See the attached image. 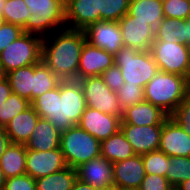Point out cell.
<instances>
[{
	"label": "cell",
	"mask_w": 190,
	"mask_h": 190,
	"mask_svg": "<svg viewBox=\"0 0 190 190\" xmlns=\"http://www.w3.org/2000/svg\"><path fill=\"white\" fill-rule=\"evenodd\" d=\"M31 106L40 118L62 132L79 124L86 102L78 80H61L56 88L35 98Z\"/></svg>",
	"instance_id": "6da1fadb"
},
{
	"label": "cell",
	"mask_w": 190,
	"mask_h": 190,
	"mask_svg": "<svg viewBox=\"0 0 190 190\" xmlns=\"http://www.w3.org/2000/svg\"><path fill=\"white\" fill-rule=\"evenodd\" d=\"M51 35L53 37H43L41 60L60 80H77L81 51L86 42L84 31L66 27Z\"/></svg>",
	"instance_id": "7a4b0ae2"
},
{
	"label": "cell",
	"mask_w": 190,
	"mask_h": 190,
	"mask_svg": "<svg viewBox=\"0 0 190 190\" xmlns=\"http://www.w3.org/2000/svg\"><path fill=\"white\" fill-rule=\"evenodd\" d=\"M189 87L186 77L158 70L145 85L144 98L169 116L184 100Z\"/></svg>",
	"instance_id": "3957f363"
},
{
	"label": "cell",
	"mask_w": 190,
	"mask_h": 190,
	"mask_svg": "<svg viewBox=\"0 0 190 190\" xmlns=\"http://www.w3.org/2000/svg\"><path fill=\"white\" fill-rule=\"evenodd\" d=\"M31 15L26 22V33L46 37L53 30L66 28L65 2L62 0H23Z\"/></svg>",
	"instance_id": "277c9868"
},
{
	"label": "cell",
	"mask_w": 190,
	"mask_h": 190,
	"mask_svg": "<svg viewBox=\"0 0 190 190\" xmlns=\"http://www.w3.org/2000/svg\"><path fill=\"white\" fill-rule=\"evenodd\" d=\"M114 64L120 68L125 83L142 87L159 70L150 51H138L125 46L114 55Z\"/></svg>",
	"instance_id": "5b68a950"
},
{
	"label": "cell",
	"mask_w": 190,
	"mask_h": 190,
	"mask_svg": "<svg viewBox=\"0 0 190 190\" xmlns=\"http://www.w3.org/2000/svg\"><path fill=\"white\" fill-rule=\"evenodd\" d=\"M60 149L67 166L74 169L101 156V142L78 125L61 132Z\"/></svg>",
	"instance_id": "8992f818"
},
{
	"label": "cell",
	"mask_w": 190,
	"mask_h": 190,
	"mask_svg": "<svg viewBox=\"0 0 190 190\" xmlns=\"http://www.w3.org/2000/svg\"><path fill=\"white\" fill-rule=\"evenodd\" d=\"M43 37L26 33L6 46L0 53V68L3 75L41 61Z\"/></svg>",
	"instance_id": "52a82bcc"
},
{
	"label": "cell",
	"mask_w": 190,
	"mask_h": 190,
	"mask_svg": "<svg viewBox=\"0 0 190 190\" xmlns=\"http://www.w3.org/2000/svg\"><path fill=\"white\" fill-rule=\"evenodd\" d=\"M150 52L160 71L179 74L190 81V52L187 45L154 41Z\"/></svg>",
	"instance_id": "ba28073f"
},
{
	"label": "cell",
	"mask_w": 190,
	"mask_h": 190,
	"mask_svg": "<svg viewBox=\"0 0 190 190\" xmlns=\"http://www.w3.org/2000/svg\"><path fill=\"white\" fill-rule=\"evenodd\" d=\"M78 81L83 90L86 107L122 117L123 109L119 103L117 92L112 91L100 75L85 77Z\"/></svg>",
	"instance_id": "9c48e42d"
},
{
	"label": "cell",
	"mask_w": 190,
	"mask_h": 190,
	"mask_svg": "<svg viewBox=\"0 0 190 190\" xmlns=\"http://www.w3.org/2000/svg\"><path fill=\"white\" fill-rule=\"evenodd\" d=\"M83 31L89 44L113 55L124 46L119 23L116 21L93 22Z\"/></svg>",
	"instance_id": "30bf717a"
},
{
	"label": "cell",
	"mask_w": 190,
	"mask_h": 190,
	"mask_svg": "<svg viewBox=\"0 0 190 190\" xmlns=\"http://www.w3.org/2000/svg\"><path fill=\"white\" fill-rule=\"evenodd\" d=\"M124 46L138 51H150L155 40V29L146 22L134 19L128 13L119 21Z\"/></svg>",
	"instance_id": "8fae6325"
},
{
	"label": "cell",
	"mask_w": 190,
	"mask_h": 190,
	"mask_svg": "<svg viewBox=\"0 0 190 190\" xmlns=\"http://www.w3.org/2000/svg\"><path fill=\"white\" fill-rule=\"evenodd\" d=\"M67 166L60 147L49 151L27 150L26 174L35 180L59 172Z\"/></svg>",
	"instance_id": "7c38bea8"
},
{
	"label": "cell",
	"mask_w": 190,
	"mask_h": 190,
	"mask_svg": "<svg viewBox=\"0 0 190 190\" xmlns=\"http://www.w3.org/2000/svg\"><path fill=\"white\" fill-rule=\"evenodd\" d=\"M121 118L97 109L86 107L78 126L102 142L114 135L119 129Z\"/></svg>",
	"instance_id": "4fadbf2b"
},
{
	"label": "cell",
	"mask_w": 190,
	"mask_h": 190,
	"mask_svg": "<svg viewBox=\"0 0 190 190\" xmlns=\"http://www.w3.org/2000/svg\"><path fill=\"white\" fill-rule=\"evenodd\" d=\"M120 129L131 144L136 155L159 150L163 125L136 126L120 124Z\"/></svg>",
	"instance_id": "5bb4252c"
},
{
	"label": "cell",
	"mask_w": 190,
	"mask_h": 190,
	"mask_svg": "<svg viewBox=\"0 0 190 190\" xmlns=\"http://www.w3.org/2000/svg\"><path fill=\"white\" fill-rule=\"evenodd\" d=\"M100 21L99 0H67L65 23L70 29L84 30L93 22Z\"/></svg>",
	"instance_id": "9a60e30c"
},
{
	"label": "cell",
	"mask_w": 190,
	"mask_h": 190,
	"mask_svg": "<svg viewBox=\"0 0 190 190\" xmlns=\"http://www.w3.org/2000/svg\"><path fill=\"white\" fill-rule=\"evenodd\" d=\"M113 64V54L86 41L81 51L77 80L90 76H99Z\"/></svg>",
	"instance_id": "2e32d148"
},
{
	"label": "cell",
	"mask_w": 190,
	"mask_h": 190,
	"mask_svg": "<svg viewBox=\"0 0 190 190\" xmlns=\"http://www.w3.org/2000/svg\"><path fill=\"white\" fill-rule=\"evenodd\" d=\"M159 150L169 157H190V135L169 117L163 123Z\"/></svg>",
	"instance_id": "e0dca14e"
},
{
	"label": "cell",
	"mask_w": 190,
	"mask_h": 190,
	"mask_svg": "<svg viewBox=\"0 0 190 190\" xmlns=\"http://www.w3.org/2000/svg\"><path fill=\"white\" fill-rule=\"evenodd\" d=\"M145 175L141 155L113 163V183L123 190H138Z\"/></svg>",
	"instance_id": "ac0fdd59"
},
{
	"label": "cell",
	"mask_w": 190,
	"mask_h": 190,
	"mask_svg": "<svg viewBox=\"0 0 190 190\" xmlns=\"http://www.w3.org/2000/svg\"><path fill=\"white\" fill-rule=\"evenodd\" d=\"M77 178L96 189L113 183V163L99 156L76 168Z\"/></svg>",
	"instance_id": "d6986e66"
},
{
	"label": "cell",
	"mask_w": 190,
	"mask_h": 190,
	"mask_svg": "<svg viewBox=\"0 0 190 190\" xmlns=\"http://www.w3.org/2000/svg\"><path fill=\"white\" fill-rule=\"evenodd\" d=\"M168 117L158 106L144 100L123 110L121 124L136 126L163 125Z\"/></svg>",
	"instance_id": "ffe728a7"
},
{
	"label": "cell",
	"mask_w": 190,
	"mask_h": 190,
	"mask_svg": "<svg viewBox=\"0 0 190 190\" xmlns=\"http://www.w3.org/2000/svg\"><path fill=\"white\" fill-rule=\"evenodd\" d=\"M60 137L61 132L49 120L39 118L25 147L35 151L54 150L60 147Z\"/></svg>",
	"instance_id": "44dd1931"
},
{
	"label": "cell",
	"mask_w": 190,
	"mask_h": 190,
	"mask_svg": "<svg viewBox=\"0 0 190 190\" xmlns=\"http://www.w3.org/2000/svg\"><path fill=\"white\" fill-rule=\"evenodd\" d=\"M39 118L32 106L12 118L4 126L11 143L26 144Z\"/></svg>",
	"instance_id": "7402d4cb"
},
{
	"label": "cell",
	"mask_w": 190,
	"mask_h": 190,
	"mask_svg": "<svg viewBox=\"0 0 190 190\" xmlns=\"http://www.w3.org/2000/svg\"><path fill=\"white\" fill-rule=\"evenodd\" d=\"M25 144L11 143L0 158V169L6 178L26 174Z\"/></svg>",
	"instance_id": "603a6c76"
},
{
	"label": "cell",
	"mask_w": 190,
	"mask_h": 190,
	"mask_svg": "<svg viewBox=\"0 0 190 190\" xmlns=\"http://www.w3.org/2000/svg\"><path fill=\"white\" fill-rule=\"evenodd\" d=\"M128 14L156 29L164 18L162 0H130Z\"/></svg>",
	"instance_id": "cb8c5ba5"
},
{
	"label": "cell",
	"mask_w": 190,
	"mask_h": 190,
	"mask_svg": "<svg viewBox=\"0 0 190 190\" xmlns=\"http://www.w3.org/2000/svg\"><path fill=\"white\" fill-rule=\"evenodd\" d=\"M134 155L136 154L121 129L101 142V156L112 163L131 158Z\"/></svg>",
	"instance_id": "d4e9b609"
},
{
	"label": "cell",
	"mask_w": 190,
	"mask_h": 190,
	"mask_svg": "<svg viewBox=\"0 0 190 190\" xmlns=\"http://www.w3.org/2000/svg\"><path fill=\"white\" fill-rule=\"evenodd\" d=\"M9 82L12 93L31 102L33 90L34 64L15 69L4 75Z\"/></svg>",
	"instance_id": "484cf974"
},
{
	"label": "cell",
	"mask_w": 190,
	"mask_h": 190,
	"mask_svg": "<svg viewBox=\"0 0 190 190\" xmlns=\"http://www.w3.org/2000/svg\"><path fill=\"white\" fill-rule=\"evenodd\" d=\"M77 180L76 169H65L36 179V190H71Z\"/></svg>",
	"instance_id": "4316f807"
},
{
	"label": "cell",
	"mask_w": 190,
	"mask_h": 190,
	"mask_svg": "<svg viewBox=\"0 0 190 190\" xmlns=\"http://www.w3.org/2000/svg\"><path fill=\"white\" fill-rule=\"evenodd\" d=\"M185 24L186 19L164 17L155 29L154 41L180 42L187 45Z\"/></svg>",
	"instance_id": "83f0119b"
},
{
	"label": "cell",
	"mask_w": 190,
	"mask_h": 190,
	"mask_svg": "<svg viewBox=\"0 0 190 190\" xmlns=\"http://www.w3.org/2000/svg\"><path fill=\"white\" fill-rule=\"evenodd\" d=\"M61 80L41 60L34 64L33 90H31V102L43 93L56 88Z\"/></svg>",
	"instance_id": "f1b7e54d"
},
{
	"label": "cell",
	"mask_w": 190,
	"mask_h": 190,
	"mask_svg": "<svg viewBox=\"0 0 190 190\" xmlns=\"http://www.w3.org/2000/svg\"><path fill=\"white\" fill-rule=\"evenodd\" d=\"M23 0H5L3 19L6 23L20 26L26 32V22L31 13Z\"/></svg>",
	"instance_id": "f546056e"
},
{
	"label": "cell",
	"mask_w": 190,
	"mask_h": 190,
	"mask_svg": "<svg viewBox=\"0 0 190 190\" xmlns=\"http://www.w3.org/2000/svg\"><path fill=\"white\" fill-rule=\"evenodd\" d=\"M166 178L174 189L182 182L190 179V157H170Z\"/></svg>",
	"instance_id": "4dcf8cb0"
},
{
	"label": "cell",
	"mask_w": 190,
	"mask_h": 190,
	"mask_svg": "<svg viewBox=\"0 0 190 190\" xmlns=\"http://www.w3.org/2000/svg\"><path fill=\"white\" fill-rule=\"evenodd\" d=\"M130 0H99L100 21L118 22L128 13Z\"/></svg>",
	"instance_id": "1f68e13d"
},
{
	"label": "cell",
	"mask_w": 190,
	"mask_h": 190,
	"mask_svg": "<svg viewBox=\"0 0 190 190\" xmlns=\"http://www.w3.org/2000/svg\"><path fill=\"white\" fill-rule=\"evenodd\" d=\"M30 106L29 100L11 93L0 109V127H4L12 118Z\"/></svg>",
	"instance_id": "d6a6232c"
},
{
	"label": "cell",
	"mask_w": 190,
	"mask_h": 190,
	"mask_svg": "<svg viewBox=\"0 0 190 190\" xmlns=\"http://www.w3.org/2000/svg\"><path fill=\"white\" fill-rule=\"evenodd\" d=\"M144 169L146 174H154L166 177L170 157L160 150L142 154Z\"/></svg>",
	"instance_id": "836d02e7"
},
{
	"label": "cell",
	"mask_w": 190,
	"mask_h": 190,
	"mask_svg": "<svg viewBox=\"0 0 190 190\" xmlns=\"http://www.w3.org/2000/svg\"><path fill=\"white\" fill-rule=\"evenodd\" d=\"M117 95L123 110L145 100L144 87L129 83H125L121 89L117 91Z\"/></svg>",
	"instance_id": "e575fe53"
},
{
	"label": "cell",
	"mask_w": 190,
	"mask_h": 190,
	"mask_svg": "<svg viewBox=\"0 0 190 190\" xmlns=\"http://www.w3.org/2000/svg\"><path fill=\"white\" fill-rule=\"evenodd\" d=\"M165 18L190 19V0H162Z\"/></svg>",
	"instance_id": "d590c367"
},
{
	"label": "cell",
	"mask_w": 190,
	"mask_h": 190,
	"mask_svg": "<svg viewBox=\"0 0 190 190\" xmlns=\"http://www.w3.org/2000/svg\"><path fill=\"white\" fill-rule=\"evenodd\" d=\"M169 118L190 135V87L184 100L169 115Z\"/></svg>",
	"instance_id": "8d00e7d4"
},
{
	"label": "cell",
	"mask_w": 190,
	"mask_h": 190,
	"mask_svg": "<svg viewBox=\"0 0 190 190\" xmlns=\"http://www.w3.org/2000/svg\"><path fill=\"white\" fill-rule=\"evenodd\" d=\"M4 190H36V181L28 174L6 178Z\"/></svg>",
	"instance_id": "74e56055"
},
{
	"label": "cell",
	"mask_w": 190,
	"mask_h": 190,
	"mask_svg": "<svg viewBox=\"0 0 190 190\" xmlns=\"http://www.w3.org/2000/svg\"><path fill=\"white\" fill-rule=\"evenodd\" d=\"M23 33L20 26L4 22L0 27V53Z\"/></svg>",
	"instance_id": "f35d334b"
},
{
	"label": "cell",
	"mask_w": 190,
	"mask_h": 190,
	"mask_svg": "<svg viewBox=\"0 0 190 190\" xmlns=\"http://www.w3.org/2000/svg\"><path fill=\"white\" fill-rule=\"evenodd\" d=\"M138 190H175L166 177L146 174Z\"/></svg>",
	"instance_id": "ab89813d"
},
{
	"label": "cell",
	"mask_w": 190,
	"mask_h": 190,
	"mask_svg": "<svg viewBox=\"0 0 190 190\" xmlns=\"http://www.w3.org/2000/svg\"><path fill=\"white\" fill-rule=\"evenodd\" d=\"M104 83L114 92H117L125 84L122 77L121 70L118 66L113 64L106 71L100 75Z\"/></svg>",
	"instance_id": "60d3db41"
},
{
	"label": "cell",
	"mask_w": 190,
	"mask_h": 190,
	"mask_svg": "<svg viewBox=\"0 0 190 190\" xmlns=\"http://www.w3.org/2000/svg\"><path fill=\"white\" fill-rule=\"evenodd\" d=\"M11 93L12 90L8 80L5 76H2L0 78V109Z\"/></svg>",
	"instance_id": "b9f144b4"
},
{
	"label": "cell",
	"mask_w": 190,
	"mask_h": 190,
	"mask_svg": "<svg viewBox=\"0 0 190 190\" xmlns=\"http://www.w3.org/2000/svg\"><path fill=\"white\" fill-rule=\"evenodd\" d=\"M10 144L9 135L6 133L4 127H0V158Z\"/></svg>",
	"instance_id": "7bdbcfd3"
},
{
	"label": "cell",
	"mask_w": 190,
	"mask_h": 190,
	"mask_svg": "<svg viewBox=\"0 0 190 190\" xmlns=\"http://www.w3.org/2000/svg\"><path fill=\"white\" fill-rule=\"evenodd\" d=\"M71 190H99L77 178Z\"/></svg>",
	"instance_id": "ee69618b"
},
{
	"label": "cell",
	"mask_w": 190,
	"mask_h": 190,
	"mask_svg": "<svg viewBox=\"0 0 190 190\" xmlns=\"http://www.w3.org/2000/svg\"><path fill=\"white\" fill-rule=\"evenodd\" d=\"M185 37H186V40H187V46H189L190 45V19H186Z\"/></svg>",
	"instance_id": "f6af8a7d"
},
{
	"label": "cell",
	"mask_w": 190,
	"mask_h": 190,
	"mask_svg": "<svg viewBox=\"0 0 190 190\" xmlns=\"http://www.w3.org/2000/svg\"><path fill=\"white\" fill-rule=\"evenodd\" d=\"M175 190H190V179L180 183Z\"/></svg>",
	"instance_id": "bcb514c9"
},
{
	"label": "cell",
	"mask_w": 190,
	"mask_h": 190,
	"mask_svg": "<svg viewBox=\"0 0 190 190\" xmlns=\"http://www.w3.org/2000/svg\"><path fill=\"white\" fill-rule=\"evenodd\" d=\"M99 190H123V189L120 188L117 184L112 183L107 186H104L103 188H101Z\"/></svg>",
	"instance_id": "7dc6e473"
},
{
	"label": "cell",
	"mask_w": 190,
	"mask_h": 190,
	"mask_svg": "<svg viewBox=\"0 0 190 190\" xmlns=\"http://www.w3.org/2000/svg\"><path fill=\"white\" fill-rule=\"evenodd\" d=\"M6 182V177L3 174V171L0 169V189L4 188Z\"/></svg>",
	"instance_id": "c3c4849f"
},
{
	"label": "cell",
	"mask_w": 190,
	"mask_h": 190,
	"mask_svg": "<svg viewBox=\"0 0 190 190\" xmlns=\"http://www.w3.org/2000/svg\"><path fill=\"white\" fill-rule=\"evenodd\" d=\"M5 6V0H0V14L2 15L3 13V8Z\"/></svg>",
	"instance_id": "681fc988"
},
{
	"label": "cell",
	"mask_w": 190,
	"mask_h": 190,
	"mask_svg": "<svg viewBox=\"0 0 190 190\" xmlns=\"http://www.w3.org/2000/svg\"><path fill=\"white\" fill-rule=\"evenodd\" d=\"M4 23V19H3V16L0 14V27L3 25Z\"/></svg>",
	"instance_id": "f907efd6"
},
{
	"label": "cell",
	"mask_w": 190,
	"mask_h": 190,
	"mask_svg": "<svg viewBox=\"0 0 190 190\" xmlns=\"http://www.w3.org/2000/svg\"><path fill=\"white\" fill-rule=\"evenodd\" d=\"M2 76H4V75H3L2 71H1V68H0V78H1Z\"/></svg>",
	"instance_id": "816d5d0a"
}]
</instances>
